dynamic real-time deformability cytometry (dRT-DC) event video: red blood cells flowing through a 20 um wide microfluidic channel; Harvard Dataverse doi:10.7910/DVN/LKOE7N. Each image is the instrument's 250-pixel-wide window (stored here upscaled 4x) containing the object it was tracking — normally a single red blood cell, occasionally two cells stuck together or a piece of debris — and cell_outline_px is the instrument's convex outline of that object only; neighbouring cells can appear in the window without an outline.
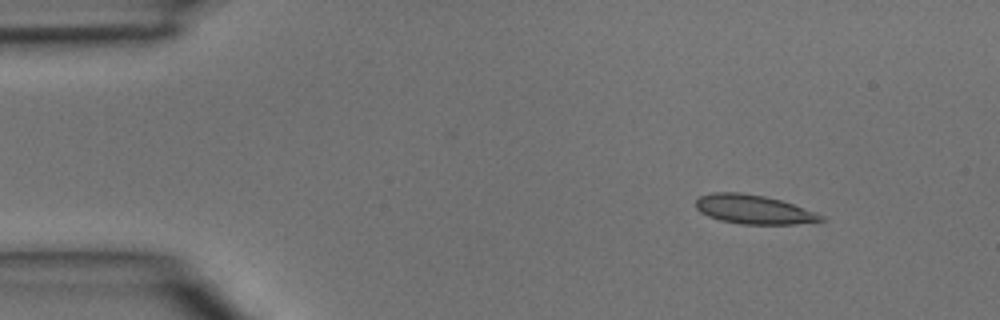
{"species": "common noctule bat (a hibernating species)", "species_latin": "Nyctalus noctula", "temperature_condition": "room temperature", "stored_images_in_passage": 3, "camera_frame_rate_fps": 3000, "um_per_image_px": 0.085, "animal": {"sex": "male", "body_mass_g": 15.6}, "frame": {"image": 1, "passage_image": 1, "time_ms": 0.0, "image_size_px": [1000, 320], "cell_outline_px": [[824, 220], [796, 224], [740, 224], [720, 220], [708, 216], [700, 212], [696, 208], [696, 200], [700, 196], [712, 192], [740, 192], [764, 196], [780, 200], [816, 212], [824, 216]], "centroid_in_image_um": [64.03, 17.8], "position_along_channel_um": 21.0, "area_um2": 21.1}}
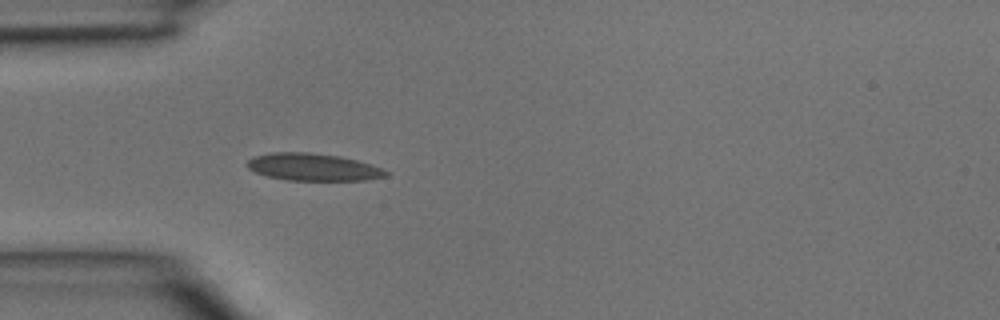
{"frame": {"image": 2, "passage_image": 3, "time_ms": 0.667, "image_size_px": [1000, 320], "cell_outline_px": [[388, 176], [368, 180], [288, 180], [268, 176], [256, 172], [248, 168], [244, 164], [248, 160], [256, 156], [272, 152], [308, 152], [340, 156], [372, 164], [384, 168], [388, 172]], "centroid_in_image_um": [26.65, 14.2], "position_along_channel_um": 58.4, "area_um2": 22.14}}